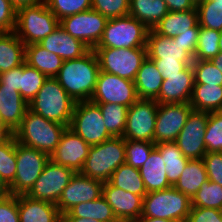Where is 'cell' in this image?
<instances>
[{"instance_id":"6da1fadb","label":"cell","mask_w":222,"mask_h":222,"mask_svg":"<svg viewBox=\"0 0 222 222\" xmlns=\"http://www.w3.org/2000/svg\"><path fill=\"white\" fill-rule=\"evenodd\" d=\"M99 72L98 59L90 49L79 58L64 60L54 78L75 102H82L91 99Z\"/></svg>"},{"instance_id":"7a4b0ae2","label":"cell","mask_w":222,"mask_h":222,"mask_svg":"<svg viewBox=\"0 0 222 222\" xmlns=\"http://www.w3.org/2000/svg\"><path fill=\"white\" fill-rule=\"evenodd\" d=\"M66 127V125L47 120L28 109L21 125L14 131V136L18 143L51 156Z\"/></svg>"},{"instance_id":"3957f363","label":"cell","mask_w":222,"mask_h":222,"mask_svg":"<svg viewBox=\"0 0 222 222\" xmlns=\"http://www.w3.org/2000/svg\"><path fill=\"white\" fill-rule=\"evenodd\" d=\"M28 105L32 112L69 127L76 102L54 77H48Z\"/></svg>"},{"instance_id":"277c9868","label":"cell","mask_w":222,"mask_h":222,"mask_svg":"<svg viewBox=\"0 0 222 222\" xmlns=\"http://www.w3.org/2000/svg\"><path fill=\"white\" fill-rule=\"evenodd\" d=\"M125 158V139L112 137L90 147L80 173L105 183L110 180L113 172L125 163Z\"/></svg>"},{"instance_id":"5b68a950","label":"cell","mask_w":222,"mask_h":222,"mask_svg":"<svg viewBox=\"0 0 222 222\" xmlns=\"http://www.w3.org/2000/svg\"><path fill=\"white\" fill-rule=\"evenodd\" d=\"M59 25V20L47 7L45 1L16 10L14 32L25 44L40 43Z\"/></svg>"},{"instance_id":"8992f818","label":"cell","mask_w":222,"mask_h":222,"mask_svg":"<svg viewBox=\"0 0 222 222\" xmlns=\"http://www.w3.org/2000/svg\"><path fill=\"white\" fill-rule=\"evenodd\" d=\"M191 209V199L173 186L147 193L143 197L140 217H152L185 222Z\"/></svg>"},{"instance_id":"52a82bcc","label":"cell","mask_w":222,"mask_h":222,"mask_svg":"<svg viewBox=\"0 0 222 222\" xmlns=\"http://www.w3.org/2000/svg\"><path fill=\"white\" fill-rule=\"evenodd\" d=\"M148 33L149 29L131 15L108 19L95 48H146Z\"/></svg>"},{"instance_id":"ba28073f","label":"cell","mask_w":222,"mask_h":222,"mask_svg":"<svg viewBox=\"0 0 222 222\" xmlns=\"http://www.w3.org/2000/svg\"><path fill=\"white\" fill-rule=\"evenodd\" d=\"M100 71L134 81L142 62L147 57L146 48H94Z\"/></svg>"},{"instance_id":"9c48e42d","label":"cell","mask_w":222,"mask_h":222,"mask_svg":"<svg viewBox=\"0 0 222 222\" xmlns=\"http://www.w3.org/2000/svg\"><path fill=\"white\" fill-rule=\"evenodd\" d=\"M104 123L99 105L89 100L76 102L69 128L92 146L113 137Z\"/></svg>"},{"instance_id":"30bf717a","label":"cell","mask_w":222,"mask_h":222,"mask_svg":"<svg viewBox=\"0 0 222 222\" xmlns=\"http://www.w3.org/2000/svg\"><path fill=\"white\" fill-rule=\"evenodd\" d=\"M50 156L16 141V175L10 185L11 195L26 194L41 175Z\"/></svg>"},{"instance_id":"8fae6325","label":"cell","mask_w":222,"mask_h":222,"mask_svg":"<svg viewBox=\"0 0 222 222\" xmlns=\"http://www.w3.org/2000/svg\"><path fill=\"white\" fill-rule=\"evenodd\" d=\"M75 173L74 170L58 165L50 159L39 178L25 195L32 199L57 204L63 190Z\"/></svg>"},{"instance_id":"7c38bea8","label":"cell","mask_w":222,"mask_h":222,"mask_svg":"<svg viewBox=\"0 0 222 222\" xmlns=\"http://www.w3.org/2000/svg\"><path fill=\"white\" fill-rule=\"evenodd\" d=\"M158 103L155 100L138 99L127 112L126 127L123 133L125 140H136L154 143Z\"/></svg>"},{"instance_id":"4fadbf2b","label":"cell","mask_w":222,"mask_h":222,"mask_svg":"<svg viewBox=\"0 0 222 222\" xmlns=\"http://www.w3.org/2000/svg\"><path fill=\"white\" fill-rule=\"evenodd\" d=\"M108 19L90 9L59 20V25L72 37L82 41L90 49L100 42Z\"/></svg>"},{"instance_id":"5bb4252c","label":"cell","mask_w":222,"mask_h":222,"mask_svg":"<svg viewBox=\"0 0 222 222\" xmlns=\"http://www.w3.org/2000/svg\"><path fill=\"white\" fill-rule=\"evenodd\" d=\"M138 99L134 81L100 71L90 101L96 104L113 103L130 107Z\"/></svg>"},{"instance_id":"9a60e30c","label":"cell","mask_w":222,"mask_h":222,"mask_svg":"<svg viewBox=\"0 0 222 222\" xmlns=\"http://www.w3.org/2000/svg\"><path fill=\"white\" fill-rule=\"evenodd\" d=\"M192 110L189 103H158L154 143L175 142Z\"/></svg>"},{"instance_id":"2e32d148","label":"cell","mask_w":222,"mask_h":222,"mask_svg":"<svg viewBox=\"0 0 222 222\" xmlns=\"http://www.w3.org/2000/svg\"><path fill=\"white\" fill-rule=\"evenodd\" d=\"M208 119L209 112L192 110L175 141L189 160L202 159L207 153L204 137Z\"/></svg>"},{"instance_id":"e0dca14e","label":"cell","mask_w":222,"mask_h":222,"mask_svg":"<svg viewBox=\"0 0 222 222\" xmlns=\"http://www.w3.org/2000/svg\"><path fill=\"white\" fill-rule=\"evenodd\" d=\"M103 182L76 172L63 190L56 204L61 215L67 213L75 205L89 202L102 196Z\"/></svg>"},{"instance_id":"ac0fdd59","label":"cell","mask_w":222,"mask_h":222,"mask_svg":"<svg viewBox=\"0 0 222 222\" xmlns=\"http://www.w3.org/2000/svg\"><path fill=\"white\" fill-rule=\"evenodd\" d=\"M91 145L87 144L69 127H66L60 137L56 150L50 159L58 164L80 172L88 156Z\"/></svg>"},{"instance_id":"d6986e66","label":"cell","mask_w":222,"mask_h":222,"mask_svg":"<svg viewBox=\"0 0 222 222\" xmlns=\"http://www.w3.org/2000/svg\"><path fill=\"white\" fill-rule=\"evenodd\" d=\"M102 196L111 206L118 221L136 222L143 211V197L113 186L109 181L103 184Z\"/></svg>"},{"instance_id":"ffe728a7","label":"cell","mask_w":222,"mask_h":222,"mask_svg":"<svg viewBox=\"0 0 222 222\" xmlns=\"http://www.w3.org/2000/svg\"><path fill=\"white\" fill-rule=\"evenodd\" d=\"M194 86V70L188 65L179 74L166 75L155 101L159 104L189 103Z\"/></svg>"},{"instance_id":"44dd1931","label":"cell","mask_w":222,"mask_h":222,"mask_svg":"<svg viewBox=\"0 0 222 222\" xmlns=\"http://www.w3.org/2000/svg\"><path fill=\"white\" fill-rule=\"evenodd\" d=\"M39 44L63 60L79 58L90 50L82 41L72 37L60 25Z\"/></svg>"},{"instance_id":"7402d4cb","label":"cell","mask_w":222,"mask_h":222,"mask_svg":"<svg viewBox=\"0 0 222 222\" xmlns=\"http://www.w3.org/2000/svg\"><path fill=\"white\" fill-rule=\"evenodd\" d=\"M146 49L147 57L151 60H179L183 62H193L194 60L178 41L162 36L153 29L149 30Z\"/></svg>"},{"instance_id":"603a6c76","label":"cell","mask_w":222,"mask_h":222,"mask_svg":"<svg viewBox=\"0 0 222 222\" xmlns=\"http://www.w3.org/2000/svg\"><path fill=\"white\" fill-rule=\"evenodd\" d=\"M20 222H62V215L54 203L36 200L25 194L18 195Z\"/></svg>"},{"instance_id":"cb8c5ba5","label":"cell","mask_w":222,"mask_h":222,"mask_svg":"<svg viewBox=\"0 0 222 222\" xmlns=\"http://www.w3.org/2000/svg\"><path fill=\"white\" fill-rule=\"evenodd\" d=\"M153 30L169 38L185 32H200L197 8L182 12L169 11Z\"/></svg>"},{"instance_id":"d4e9b609","label":"cell","mask_w":222,"mask_h":222,"mask_svg":"<svg viewBox=\"0 0 222 222\" xmlns=\"http://www.w3.org/2000/svg\"><path fill=\"white\" fill-rule=\"evenodd\" d=\"M28 103L19 91L10 87H0V115L3 123L13 132L21 125Z\"/></svg>"},{"instance_id":"484cf974","label":"cell","mask_w":222,"mask_h":222,"mask_svg":"<svg viewBox=\"0 0 222 222\" xmlns=\"http://www.w3.org/2000/svg\"><path fill=\"white\" fill-rule=\"evenodd\" d=\"M139 172L147 193L171 187L165 171V163L156 147L151 151L143 166L139 168Z\"/></svg>"},{"instance_id":"4316f807","label":"cell","mask_w":222,"mask_h":222,"mask_svg":"<svg viewBox=\"0 0 222 222\" xmlns=\"http://www.w3.org/2000/svg\"><path fill=\"white\" fill-rule=\"evenodd\" d=\"M162 75L155 63L146 57L137 72L134 84L139 99L155 100L161 90Z\"/></svg>"},{"instance_id":"83f0119b","label":"cell","mask_w":222,"mask_h":222,"mask_svg":"<svg viewBox=\"0 0 222 222\" xmlns=\"http://www.w3.org/2000/svg\"><path fill=\"white\" fill-rule=\"evenodd\" d=\"M25 46L14 31L0 32V73L25 62Z\"/></svg>"},{"instance_id":"f1b7e54d","label":"cell","mask_w":222,"mask_h":222,"mask_svg":"<svg viewBox=\"0 0 222 222\" xmlns=\"http://www.w3.org/2000/svg\"><path fill=\"white\" fill-rule=\"evenodd\" d=\"M63 61L61 57L44 49L39 43L25 46V63L47 77H55Z\"/></svg>"},{"instance_id":"f546056e","label":"cell","mask_w":222,"mask_h":222,"mask_svg":"<svg viewBox=\"0 0 222 222\" xmlns=\"http://www.w3.org/2000/svg\"><path fill=\"white\" fill-rule=\"evenodd\" d=\"M163 0H130L129 15L141 21L149 30L168 13Z\"/></svg>"},{"instance_id":"4dcf8cb0","label":"cell","mask_w":222,"mask_h":222,"mask_svg":"<svg viewBox=\"0 0 222 222\" xmlns=\"http://www.w3.org/2000/svg\"><path fill=\"white\" fill-rule=\"evenodd\" d=\"M207 181L208 176L203 160L192 159L188 161L173 187L192 199L203 183Z\"/></svg>"},{"instance_id":"1f68e13d","label":"cell","mask_w":222,"mask_h":222,"mask_svg":"<svg viewBox=\"0 0 222 222\" xmlns=\"http://www.w3.org/2000/svg\"><path fill=\"white\" fill-rule=\"evenodd\" d=\"M62 218H86L101 222H118L111 206L103 196L98 199L75 205Z\"/></svg>"},{"instance_id":"d6a6232c","label":"cell","mask_w":222,"mask_h":222,"mask_svg":"<svg viewBox=\"0 0 222 222\" xmlns=\"http://www.w3.org/2000/svg\"><path fill=\"white\" fill-rule=\"evenodd\" d=\"M189 104L193 110L218 112L222 110V86L194 84Z\"/></svg>"},{"instance_id":"836d02e7","label":"cell","mask_w":222,"mask_h":222,"mask_svg":"<svg viewBox=\"0 0 222 222\" xmlns=\"http://www.w3.org/2000/svg\"><path fill=\"white\" fill-rule=\"evenodd\" d=\"M156 148L160 151L163 163H165L169 184L174 186L189 159L183 155L175 142L156 144Z\"/></svg>"},{"instance_id":"e575fe53","label":"cell","mask_w":222,"mask_h":222,"mask_svg":"<svg viewBox=\"0 0 222 222\" xmlns=\"http://www.w3.org/2000/svg\"><path fill=\"white\" fill-rule=\"evenodd\" d=\"M109 182L124 191L144 197L147 194L138 168L126 163L120 165L112 174Z\"/></svg>"},{"instance_id":"d590c367","label":"cell","mask_w":222,"mask_h":222,"mask_svg":"<svg viewBox=\"0 0 222 222\" xmlns=\"http://www.w3.org/2000/svg\"><path fill=\"white\" fill-rule=\"evenodd\" d=\"M98 105L101 110L107 131L113 137H122L126 127L127 112L129 107L113 103H103Z\"/></svg>"},{"instance_id":"8d00e7d4","label":"cell","mask_w":222,"mask_h":222,"mask_svg":"<svg viewBox=\"0 0 222 222\" xmlns=\"http://www.w3.org/2000/svg\"><path fill=\"white\" fill-rule=\"evenodd\" d=\"M47 78L45 74L27 63L21 65L20 93L28 104L35 98Z\"/></svg>"},{"instance_id":"74e56055","label":"cell","mask_w":222,"mask_h":222,"mask_svg":"<svg viewBox=\"0 0 222 222\" xmlns=\"http://www.w3.org/2000/svg\"><path fill=\"white\" fill-rule=\"evenodd\" d=\"M191 207H205L222 210V186L210 180L203 183L191 199Z\"/></svg>"},{"instance_id":"f35d334b","label":"cell","mask_w":222,"mask_h":222,"mask_svg":"<svg viewBox=\"0 0 222 222\" xmlns=\"http://www.w3.org/2000/svg\"><path fill=\"white\" fill-rule=\"evenodd\" d=\"M219 40V31L200 27L194 60H210L216 57L220 52Z\"/></svg>"},{"instance_id":"ab89813d","label":"cell","mask_w":222,"mask_h":222,"mask_svg":"<svg viewBox=\"0 0 222 222\" xmlns=\"http://www.w3.org/2000/svg\"><path fill=\"white\" fill-rule=\"evenodd\" d=\"M200 27L222 31V4L214 0H203L196 4Z\"/></svg>"},{"instance_id":"60d3db41","label":"cell","mask_w":222,"mask_h":222,"mask_svg":"<svg viewBox=\"0 0 222 222\" xmlns=\"http://www.w3.org/2000/svg\"><path fill=\"white\" fill-rule=\"evenodd\" d=\"M16 138L0 145V175L10 186L16 175Z\"/></svg>"},{"instance_id":"b9f144b4","label":"cell","mask_w":222,"mask_h":222,"mask_svg":"<svg viewBox=\"0 0 222 222\" xmlns=\"http://www.w3.org/2000/svg\"><path fill=\"white\" fill-rule=\"evenodd\" d=\"M50 11L61 20L92 9V0H44Z\"/></svg>"},{"instance_id":"7bdbcfd3","label":"cell","mask_w":222,"mask_h":222,"mask_svg":"<svg viewBox=\"0 0 222 222\" xmlns=\"http://www.w3.org/2000/svg\"><path fill=\"white\" fill-rule=\"evenodd\" d=\"M204 141L207 152H222V110L209 113Z\"/></svg>"},{"instance_id":"ee69618b","label":"cell","mask_w":222,"mask_h":222,"mask_svg":"<svg viewBox=\"0 0 222 222\" xmlns=\"http://www.w3.org/2000/svg\"><path fill=\"white\" fill-rule=\"evenodd\" d=\"M155 147L156 144L153 142L125 140V163L139 169Z\"/></svg>"},{"instance_id":"f6af8a7d","label":"cell","mask_w":222,"mask_h":222,"mask_svg":"<svg viewBox=\"0 0 222 222\" xmlns=\"http://www.w3.org/2000/svg\"><path fill=\"white\" fill-rule=\"evenodd\" d=\"M194 84L222 86V72L210 60H193Z\"/></svg>"},{"instance_id":"bcb514c9","label":"cell","mask_w":222,"mask_h":222,"mask_svg":"<svg viewBox=\"0 0 222 222\" xmlns=\"http://www.w3.org/2000/svg\"><path fill=\"white\" fill-rule=\"evenodd\" d=\"M130 0H92V9L107 19L129 15Z\"/></svg>"},{"instance_id":"7dc6e473","label":"cell","mask_w":222,"mask_h":222,"mask_svg":"<svg viewBox=\"0 0 222 222\" xmlns=\"http://www.w3.org/2000/svg\"><path fill=\"white\" fill-rule=\"evenodd\" d=\"M208 180L222 186V152H207L202 158Z\"/></svg>"},{"instance_id":"c3c4849f","label":"cell","mask_w":222,"mask_h":222,"mask_svg":"<svg viewBox=\"0 0 222 222\" xmlns=\"http://www.w3.org/2000/svg\"><path fill=\"white\" fill-rule=\"evenodd\" d=\"M185 222H222V210L191 207Z\"/></svg>"},{"instance_id":"681fc988","label":"cell","mask_w":222,"mask_h":222,"mask_svg":"<svg viewBox=\"0 0 222 222\" xmlns=\"http://www.w3.org/2000/svg\"><path fill=\"white\" fill-rule=\"evenodd\" d=\"M0 222H20L18 195L0 198Z\"/></svg>"},{"instance_id":"f907efd6","label":"cell","mask_w":222,"mask_h":222,"mask_svg":"<svg viewBox=\"0 0 222 222\" xmlns=\"http://www.w3.org/2000/svg\"><path fill=\"white\" fill-rule=\"evenodd\" d=\"M16 25V9L10 0H0V32H12Z\"/></svg>"},{"instance_id":"816d5d0a","label":"cell","mask_w":222,"mask_h":222,"mask_svg":"<svg viewBox=\"0 0 222 222\" xmlns=\"http://www.w3.org/2000/svg\"><path fill=\"white\" fill-rule=\"evenodd\" d=\"M155 63L156 68L162 75L163 79H166V75L179 74L188 65L193 62H183L179 60H152Z\"/></svg>"},{"instance_id":"f5cc1de1","label":"cell","mask_w":222,"mask_h":222,"mask_svg":"<svg viewBox=\"0 0 222 222\" xmlns=\"http://www.w3.org/2000/svg\"><path fill=\"white\" fill-rule=\"evenodd\" d=\"M21 65L0 73V87H10L20 92Z\"/></svg>"},{"instance_id":"db71d44e","label":"cell","mask_w":222,"mask_h":222,"mask_svg":"<svg viewBox=\"0 0 222 222\" xmlns=\"http://www.w3.org/2000/svg\"><path fill=\"white\" fill-rule=\"evenodd\" d=\"M198 38L199 32H185L173 39L174 41H178L184 47V50L194 59Z\"/></svg>"},{"instance_id":"11a10c76","label":"cell","mask_w":222,"mask_h":222,"mask_svg":"<svg viewBox=\"0 0 222 222\" xmlns=\"http://www.w3.org/2000/svg\"><path fill=\"white\" fill-rule=\"evenodd\" d=\"M170 12H182L196 8L193 0H163Z\"/></svg>"},{"instance_id":"9f6ffc18","label":"cell","mask_w":222,"mask_h":222,"mask_svg":"<svg viewBox=\"0 0 222 222\" xmlns=\"http://www.w3.org/2000/svg\"><path fill=\"white\" fill-rule=\"evenodd\" d=\"M43 1L44 0H10L11 4L16 10L25 6L39 4Z\"/></svg>"},{"instance_id":"6f0895ef","label":"cell","mask_w":222,"mask_h":222,"mask_svg":"<svg viewBox=\"0 0 222 222\" xmlns=\"http://www.w3.org/2000/svg\"><path fill=\"white\" fill-rule=\"evenodd\" d=\"M14 136V132L9 127H0V145L7 143Z\"/></svg>"},{"instance_id":"680465c9","label":"cell","mask_w":222,"mask_h":222,"mask_svg":"<svg viewBox=\"0 0 222 222\" xmlns=\"http://www.w3.org/2000/svg\"><path fill=\"white\" fill-rule=\"evenodd\" d=\"M11 195L10 186L0 175V198L8 197Z\"/></svg>"},{"instance_id":"91938a15","label":"cell","mask_w":222,"mask_h":222,"mask_svg":"<svg viewBox=\"0 0 222 222\" xmlns=\"http://www.w3.org/2000/svg\"><path fill=\"white\" fill-rule=\"evenodd\" d=\"M136 222H180V221L152 218V217H140Z\"/></svg>"},{"instance_id":"94428289","label":"cell","mask_w":222,"mask_h":222,"mask_svg":"<svg viewBox=\"0 0 222 222\" xmlns=\"http://www.w3.org/2000/svg\"><path fill=\"white\" fill-rule=\"evenodd\" d=\"M210 61L220 72H222V52H219V54L216 57L211 58Z\"/></svg>"},{"instance_id":"6125c7cd","label":"cell","mask_w":222,"mask_h":222,"mask_svg":"<svg viewBox=\"0 0 222 222\" xmlns=\"http://www.w3.org/2000/svg\"><path fill=\"white\" fill-rule=\"evenodd\" d=\"M62 222H101V221L86 219V218H62Z\"/></svg>"},{"instance_id":"be15d7a7","label":"cell","mask_w":222,"mask_h":222,"mask_svg":"<svg viewBox=\"0 0 222 222\" xmlns=\"http://www.w3.org/2000/svg\"><path fill=\"white\" fill-rule=\"evenodd\" d=\"M219 48L220 52H222V31L220 32Z\"/></svg>"},{"instance_id":"e7e4bbea","label":"cell","mask_w":222,"mask_h":222,"mask_svg":"<svg viewBox=\"0 0 222 222\" xmlns=\"http://www.w3.org/2000/svg\"><path fill=\"white\" fill-rule=\"evenodd\" d=\"M0 127H8L7 125H5V124L3 123V120H2V118H1V115H0Z\"/></svg>"},{"instance_id":"03108f58","label":"cell","mask_w":222,"mask_h":222,"mask_svg":"<svg viewBox=\"0 0 222 222\" xmlns=\"http://www.w3.org/2000/svg\"><path fill=\"white\" fill-rule=\"evenodd\" d=\"M214 4H222V0H214Z\"/></svg>"},{"instance_id":"003e7915","label":"cell","mask_w":222,"mask_h":222,"mask_svg":"<svg viewBox=\"0 0 222 222\" xmlns=\"http://www.w3.org/2000/svg\"><path fill=\"white\" fill-rule=\"evenodd\" d=\"M201 1H203V0H193V2H194L195 4H197V3L201 2Z\"/></svg>"}]
</instances>
